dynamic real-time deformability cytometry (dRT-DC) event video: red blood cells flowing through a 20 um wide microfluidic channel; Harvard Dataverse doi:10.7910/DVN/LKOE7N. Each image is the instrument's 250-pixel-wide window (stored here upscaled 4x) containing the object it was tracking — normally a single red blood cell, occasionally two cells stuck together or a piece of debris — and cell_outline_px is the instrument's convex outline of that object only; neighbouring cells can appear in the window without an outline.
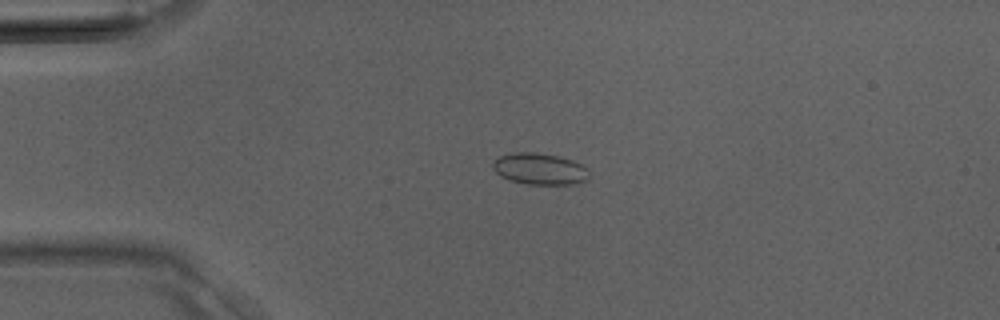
{"species": "Egyptian fruit bat (a non-hibernating species)", "species_latin": "Rousettus aegyptiacus", "temperature_condition": "room temperature", "stored_images_in_passage": 32, "camera_frame_rate_fps": 3000, "um_per_image_px": 0.085, "animal": {"sex": "male"}, "frame": {"image": 1, "passage_image": 3, "time_ms": 0.667, "image_size_px": [1000, 320], "cell_outline_px": [[588, 180], [572, 184], [528, 184], [508, 180], [500, 176], [492, 168], [492, 160], [500, 156], [516, 152], [536, 152], [556, 156], [572, 160], [588, 168]], "centroid_in_image_um": [45.84, 14.36], "position_along_channel_um": 39.2, "area_um2": 17.69}}
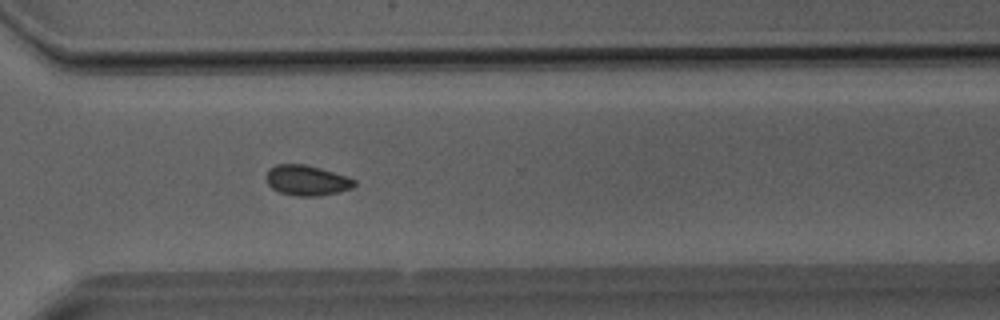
{"frame": {"image": 2, "passage_image": 22, "time_ms": 7.0, "image_size_px": [1000, 320], "cell_outline_px": [[356, 184], [352, 188], [336, 192], [316, 196], [296, 196], [280, 192], [272, 188], [268, 184], [268, 168], [276, 164], [304, 164], [320, 168], [348, 176], [356, 180]], "centroid_in_image_um": [26.1, 15.32], "position_along_channel_um": 344.5, "area_um2": 15.43}}
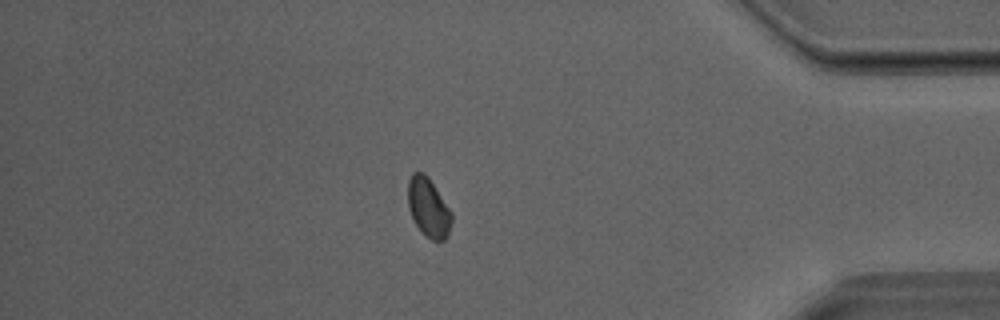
{"frame": {"image": 3, "passage_image": 27, "time_ms": 8.667, "image_size_px": [1000, 320], "cell_outline_px": [[452, 220], [448, 236], [444, 240], [432, 240], [424, 236], [416, 224], [408, 208], [408, 180], [412, 172], [424, 172], [428, 176], [452, 212]], "centroid_in_image_um": [36.42, 17.64], "position_along_channel_um": 398.8, "area_um2": 15.14}}